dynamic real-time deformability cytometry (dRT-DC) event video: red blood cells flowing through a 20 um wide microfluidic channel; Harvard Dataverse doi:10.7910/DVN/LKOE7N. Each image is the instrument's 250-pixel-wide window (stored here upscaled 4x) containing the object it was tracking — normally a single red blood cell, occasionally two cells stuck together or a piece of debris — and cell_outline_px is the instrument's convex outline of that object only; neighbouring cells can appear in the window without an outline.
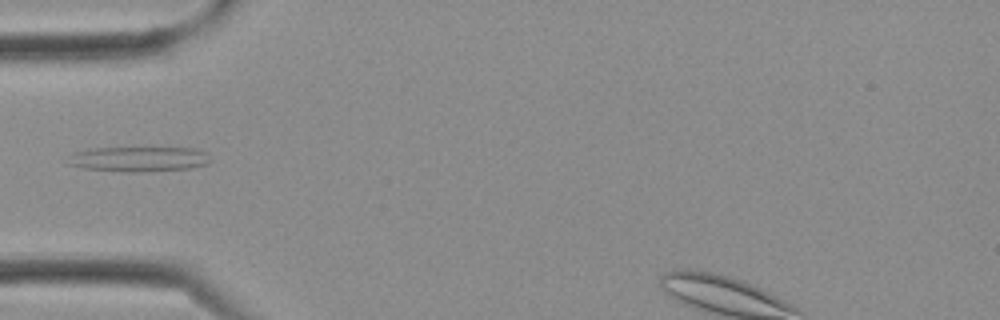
{"species": "Egyptian fruit bat (a non-hibernating species)", "species_latin": "Rousettus aegyptiacus", "temperature_condition": "cold", "stored_images_in_passage": 7, "camera_frame_rate_fps": 3000, "um_per_image_px": 0.085, "frame": {"image": 1, "passage_image": 4, "time_ms": 1.0, "image_size_px": [1000, 320], "cell_outline_px": [[208, 164], [192, 168], [136, 172], [124, 172], [84, 168], [68, 164], [72, 152], [92, 148], [196, 148], [208, 152]], "centroid_in_image_um": [11.81, 13.52], "position_along_channel_um": 73.2, "area_um2": 20.75}}
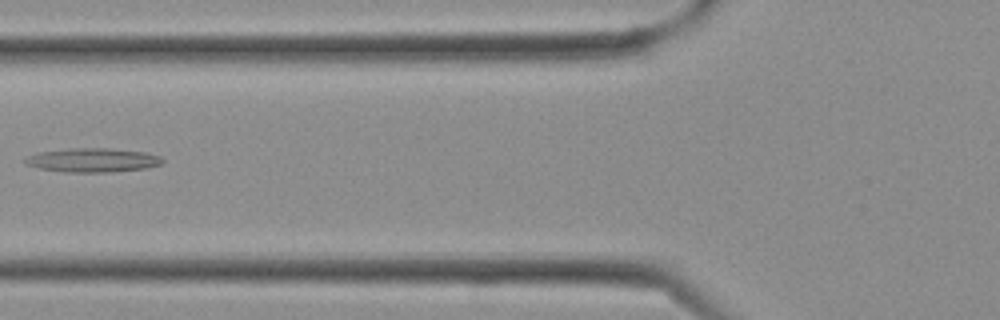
{"frame": {"image": 2, "passage_image": 6, "time_ms": 1.667, "image_size_px": [1000, 320], "cell_outline_px": [[164, 160], [160, 164], [148, 168], [112, 172], [64, 172], [40, 168], [24, 164], [24, 160], [28, 156], [36, 152], [72, 148], [108, 148], [144, 152], [160, 156]], "centroid_in_image_um": [7.86, 13.61], "position_along_channel_um": 117.9, "area_um2": 19.25}}